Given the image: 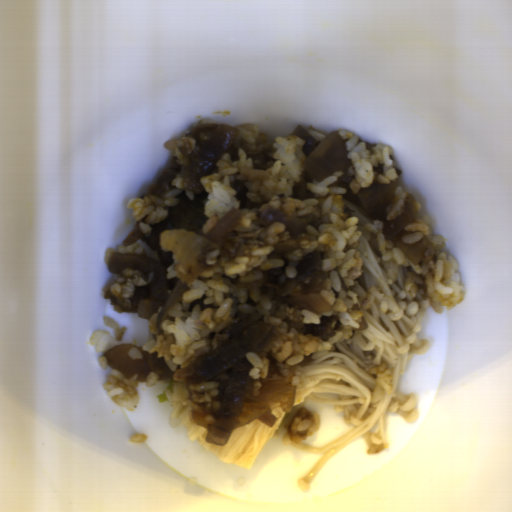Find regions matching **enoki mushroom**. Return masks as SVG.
<instances>
[{"instance_id": "cea9216a", "label": "enoki mushroom", "mask_w": 512, "mask_h": 512, "mask_svg": "<svg viewBox=\"0 0 512 512\" xmlns=\"http://www.w3.org/2000/svg\"><path fill=\"white\" fill-rule=\"evenodd\" d=\"M343 200L344 213L358 218L356 226L361 236L357 249L362 266L360 276L349 287L339 271L337 274L344 293L356 292L362 316L359 328L354 329L349 339L337 341L329 349L290 365L294 371L291 385L297 386L292 408L287 412L272 409L270 414L275 419L272 425L253 420L231 429L224 445H216L205 437L210 428L198 424L193 418L197 406L186 382L175 379L165 396L171 405L169 421L172 425H186V436L190 442L197 441L223 463L246 470L301 403L312 400L334 405L346 424H353L352 430L343 437L322 447L293 442L288 434L281 438L287 446L320 455L307 475L297 481L298 488L305 492L311 490V481L327 463L356 439L363 438L369 455L386 450L384 417L387 412L398 413L408 423L417 420V397L397 393L398 380L405 375L415 354L424 355L429 350L428 338L417 337L423 313L428 307L437 313L445 310L441 303L424 295L412 297L410 291L405 290L409 266L400 265L394 283H389L390 261H383L376 243V232L366 227L375 219L360 212L345 196ZM383 362H387L392 371L393 391L374 401L376 379L370 370Z\"/></svg>"}]
</instances>
